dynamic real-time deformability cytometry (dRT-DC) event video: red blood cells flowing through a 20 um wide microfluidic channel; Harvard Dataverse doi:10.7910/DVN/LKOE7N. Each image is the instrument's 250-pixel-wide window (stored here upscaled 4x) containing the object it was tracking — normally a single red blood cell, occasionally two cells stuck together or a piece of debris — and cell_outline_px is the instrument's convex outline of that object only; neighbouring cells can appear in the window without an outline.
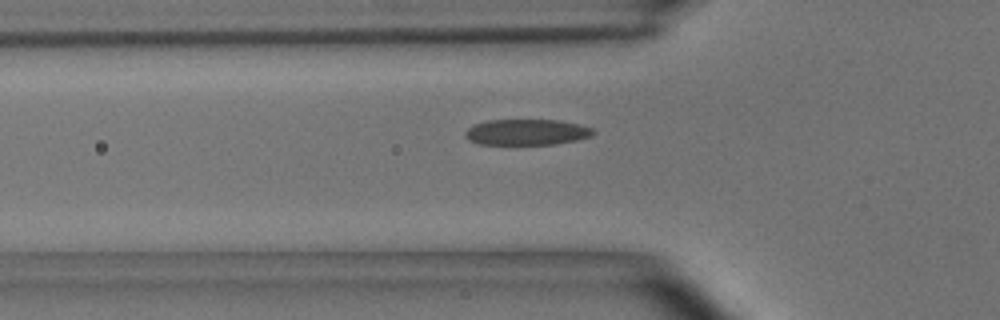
{"species": "common noctule bat (a hibernating species)", "species_latin": "Nyctalus noctula", "temperature_condition": "room temperature", "stored_images_in_passage": 6, "segment_of_instrument_passage": [2, 2], "camera_frame_rate_fps": 3000, "um_per_image_px": 0.085, "animal": {"sex": "male", "body_mass_g": 15.6}, "frame": {"image": 1, "passage_image": 6, "time_ms": 1.667, "image_size_px": [1000, 320], "cell_outline_px": [[596, 132], [592, 136], [576, 140], [552, 144], [476, 144], [468, 140], [464, 136], [464, 132], [472, 124], [488, 120], [560, 120], [580, 124], [592, 128]], "centroid_in_image_um": [44.74, 11.22], "position_along_channel_um": 81.1, "area_um2": 19.48}}